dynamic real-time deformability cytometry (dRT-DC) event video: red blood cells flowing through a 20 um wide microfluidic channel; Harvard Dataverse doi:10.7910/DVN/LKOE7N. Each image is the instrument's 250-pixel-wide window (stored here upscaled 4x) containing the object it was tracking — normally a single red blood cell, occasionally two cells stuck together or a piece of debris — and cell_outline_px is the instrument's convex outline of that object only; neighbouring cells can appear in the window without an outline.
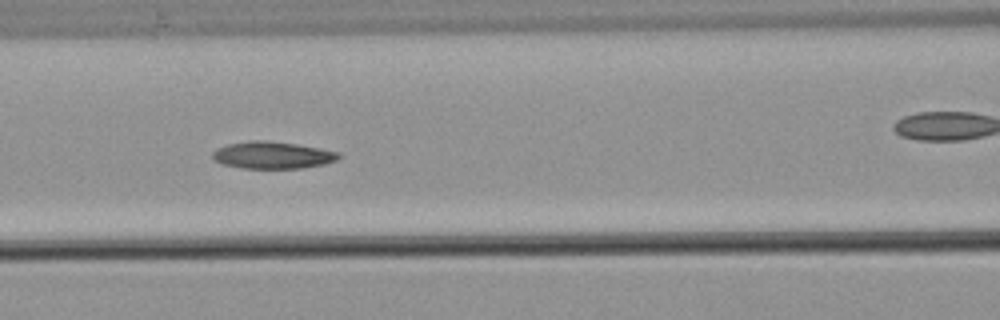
{"species": "common noctule bat (a hibernating species)", "species_latin": "Nyctalus noctula", "temperature_condition": "warm", "stored_images_in_passage": 55, "camera_frame_rate_fps": 3000, "um_per_image_px": 0.085, "animal": {"sex": "male", "body_mass_g": 21.5, "forearm_length_mm": 52.0}, "frame": {"image": 1, "passage_image": 24, "time_ms": 7.667, "image_size_px": [1000, 320], "cell_outline_px": [[340, 156], [336, 160], [324, 164], [304, 168], [240, 168], [220, 164], [212, 160], [212, 152], [228, 144], [248, 140], [268, 140], [296, 144], [340, 152]], "centroid_in_image_um": [23.13, 13.19], "position_along_channel_um": 143.5, "area_um2": 20.0}}
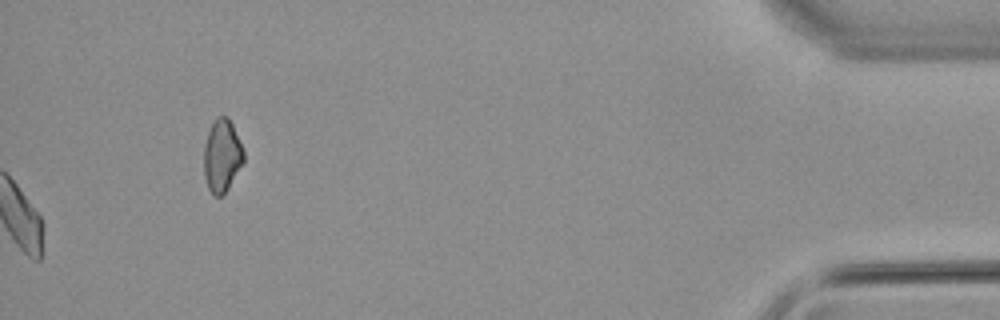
{"frame": {"image": 2, "passage_image": 55, "time_ms": 18.0, "image_size_px": [1000, 320], "cell_outline_px": [[244, 164], [224, 196], [212, 196], [208, 188], [204, 176], [204, 148], [208, 132], [216, 116], [228, 116], [244, 148]], "centroid_in_image_um": [18.89, 13.28], "position_along_channel_um": 416.3, "area_um2": 17.28}, "authors_computed_cell_mechanics": {"area_um2": 19.5364, "velocity_mm_per_s": 3.8273, "shape_relaxation_time_tau1_ms": null, "shape_relaxation_time_tau2_ms": 8.9456, "deformation_change_tau1": null, "deformation_change_tau2": 0.1668}}